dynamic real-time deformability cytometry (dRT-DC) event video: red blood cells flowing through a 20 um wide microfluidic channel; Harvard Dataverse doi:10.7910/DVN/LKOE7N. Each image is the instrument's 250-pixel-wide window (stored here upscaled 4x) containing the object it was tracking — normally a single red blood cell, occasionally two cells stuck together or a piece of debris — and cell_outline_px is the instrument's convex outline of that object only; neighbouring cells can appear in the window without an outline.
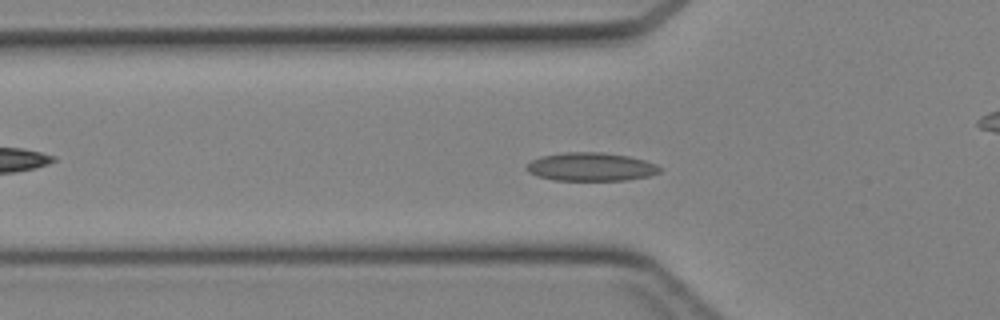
{"species": "Egyptian fruit bat (a non-hibernating species)", "species_latin": "Rousettus aegyptiacus", "temperature_condition": "cold", "stored_images_in_passage": 45, "camera_frame_rate_fps": 3000, "um_per_image_px": 0.085, "animal": {"sex": "female"}, "frame": {"image": 1, "passage_image": 15, "time_ms": 4.667, "image_size_px": [1000, 320], "cell_outline_px": [[660, 172], [648, 176], [624, 180], [552, 180], [536, 176], [528, 172], [524, 168], [524, 164], [540, 156], [564, 152], [604, 152], [628, 156], [644, 160], [656, 164], [660, 168]], "centroid_in_image_um": [50.15, 14.17], "position_along_channel_um": 75.6, "area_um2": 22.2}}
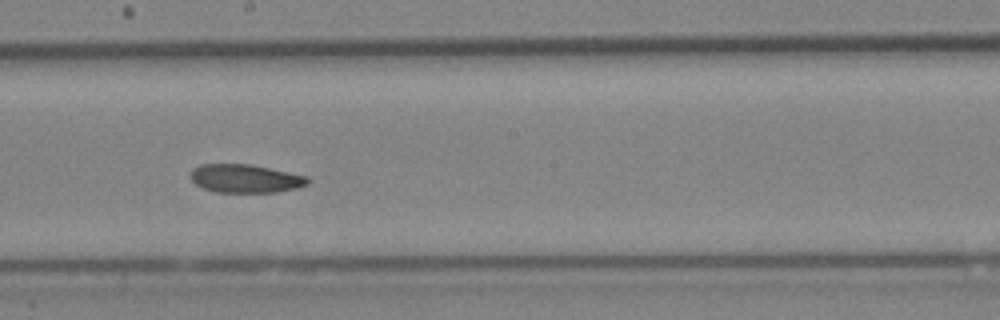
{"frame": {"image": 2, "passage_image": 25, "time_ms": 8.0, "image_size_px": [1000, 320], "cell_outline_px": [[308, 184], [296, 188], [276, 192], [216, 192], [200, 188], [192, 180], [192, 168], [200, 164], [248, 164], [308, 176]], "centroid_in_image_um": [20.83, 15.18], "position_along_channel_um": 227.4, "area_um2": 19.25}}
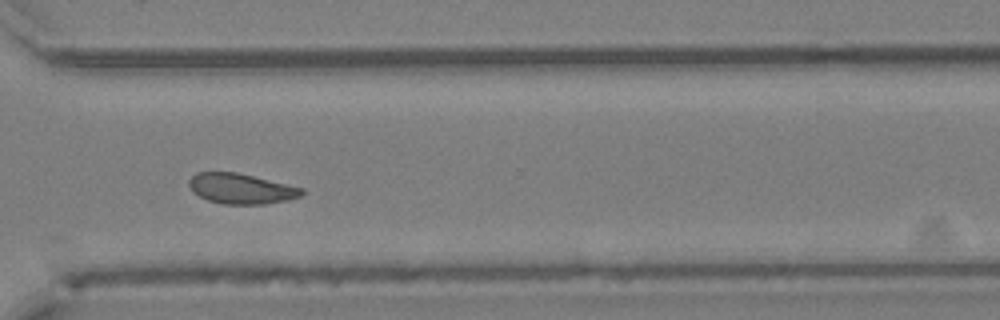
{"frame": {"image": 3, "passage_image": 33, "time_ms": 10.667, "image_size_px": [1000, 320], "cell_outline_px": [[304, 192], [300, 196], [288, 200], [268, 204], [224, 204], [208, 200], [192, 192], [188, 184], [188, 180], [196, 172], [236, 172], [304, 188]], "centroid_in_image_um": [20.48, 16.04], "position_along_channel_um": 350.1, "area_um2": 19.94}}